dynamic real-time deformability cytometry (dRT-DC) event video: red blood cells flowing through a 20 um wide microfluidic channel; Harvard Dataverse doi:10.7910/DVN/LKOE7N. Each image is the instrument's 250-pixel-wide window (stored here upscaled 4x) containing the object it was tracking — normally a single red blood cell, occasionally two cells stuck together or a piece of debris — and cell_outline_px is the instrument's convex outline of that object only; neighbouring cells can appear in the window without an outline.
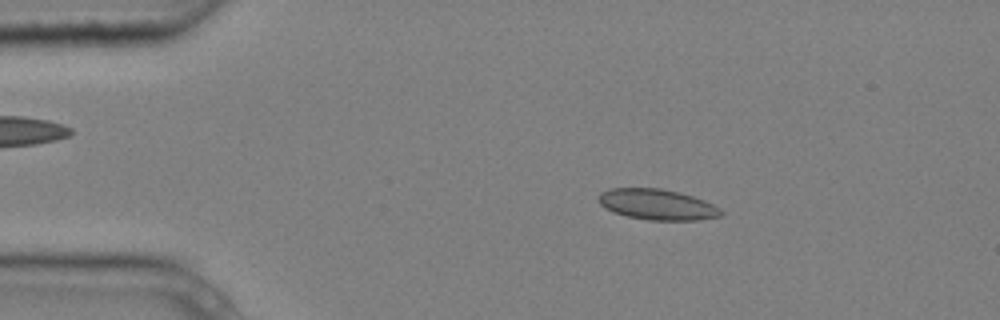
{"species": "common noctule bat (a hibernating species)", "species_latin": "Nyctalus noctula", "temperature_condition": "cold", "stored_images_in_passage": 3, "camera_frame_rate_fps": 3000, "um_per_image_px": 0.085, "animal": {"sex": "male", "body_mass_g": 20.4}, "frame": {"image": 1, "passage_image": 2, "time_ms": 0.333, "image_size_px": [1000, 320], "cell_outline_px": [[724, 212], [720, 216], [700, 220], [648, 220], [628, 216], [612, 212], [604, 208], [600, 204], [600, 192], [608, 188], [660, 188], [692, 196], [704, 200], [720, 208]], "centroid_in_image_um": [55.86, 17.38], "position_along_channel_um": 29.1, "area_um2": 21.85}}